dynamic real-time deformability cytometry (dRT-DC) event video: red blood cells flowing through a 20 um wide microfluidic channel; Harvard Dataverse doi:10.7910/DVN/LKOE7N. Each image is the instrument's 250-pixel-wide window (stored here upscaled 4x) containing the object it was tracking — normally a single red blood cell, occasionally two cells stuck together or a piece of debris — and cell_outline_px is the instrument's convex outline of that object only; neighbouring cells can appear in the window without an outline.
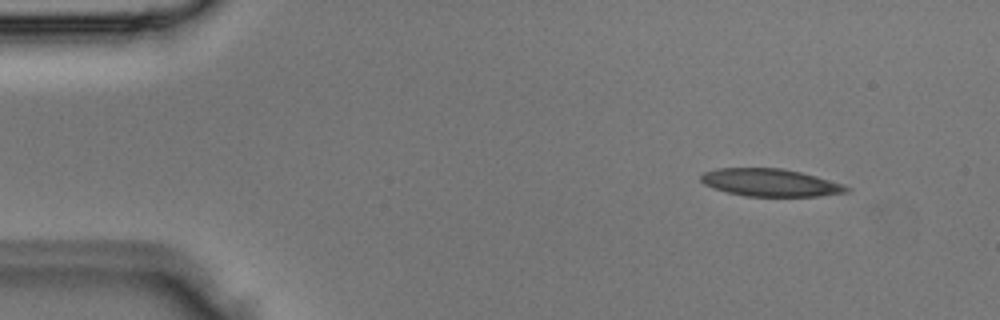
{"species": "Egyptian fruit bat (a non-hibernating species)", "species_latin": "Rousettus aegyptiacus", "temperature_condition": "room temperature", "stored_images_in_passage": 4, "camera_frame_rate_fps": 3000, "um_per_image_px": 0.085, "animal": {"sex": "male"}, "frame": {"image": 1, "passage_image": 2, "time_ms": 0.333, "image_size_px": [1000, 320], "cell_outline_px": [[852, 188], [848, 192], [820, 196], [744, 196], [728, 192], [704, 184], [700, 180], [700, 176], [704, 172], [716, 168], [784, 168], [816, 176], [844, 184]], "centroid_in_image_um": [65.51, 15.52], "position_along_channel_um": 19.5, "area_um2": 23.41}}
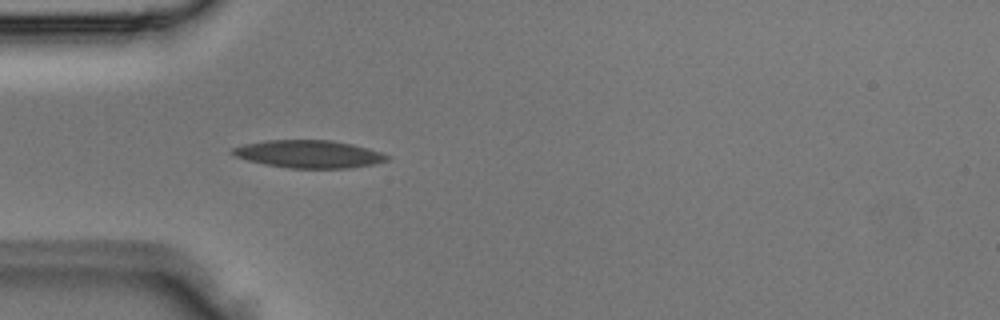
{"frame": {"image": 2, "passage_image": 4, "time_ms": 1.0, "image_size_px": [1000, 320], "cell_outline_px": [[388, 160], [372, 164], [348, 168], [288, 168], [264, 164], [248, 160], [236, 156], [232, 152], [232, 148], [244, 144], [268, 140], [332, 140], [352, 144], [368, 148], [380, 152], [388, 156]], "centroid_in_image_um": [26.25, 13.09], "position_along_channel_um": 58.8, "area_um2": 24.68}}